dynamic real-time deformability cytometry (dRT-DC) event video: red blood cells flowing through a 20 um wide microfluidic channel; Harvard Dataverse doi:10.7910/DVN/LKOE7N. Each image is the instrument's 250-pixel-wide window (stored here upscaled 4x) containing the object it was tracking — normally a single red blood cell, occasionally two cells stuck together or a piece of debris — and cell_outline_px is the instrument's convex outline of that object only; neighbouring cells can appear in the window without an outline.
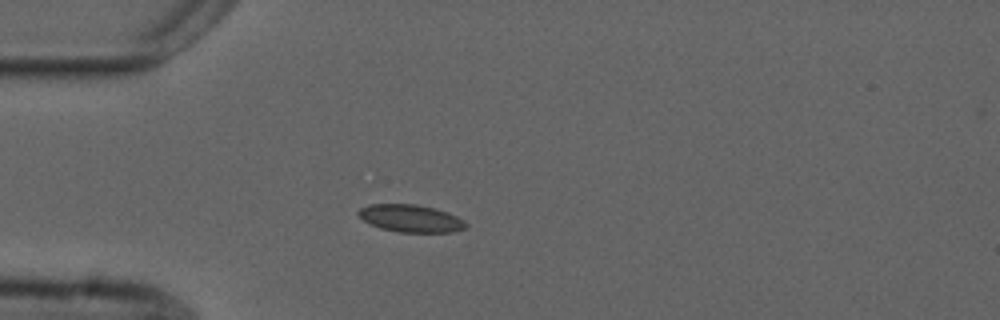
{"species": "common noctule bat (a hibernating species)", "species_latin": "Nyctalus noctula", "temperature_condition": "cold", "stored_images_in_passage": 41, "camera_frame_rate_fps": 3000, "um_per_image_px": 0.085, "animal": {"sex": "male", "forearm_length_mm": 52.5}, "frame": {"image": 1, "passage_image": 1, "time_ms": 0.0, "image_size_px": [1000, 320], "cell_outline_px": [[468, 228], [456, 232], [400, 232], [380, 228], [364, 220], [356, 212], [360, 208], [368, 204], [416, 204], [432, 208], [456, 216], [464, 220], [468, 224]], "centroid_in_image_um": [34.93, 18.57], "position_along_channel_um": 50.1, "area_um2": 17.11}}
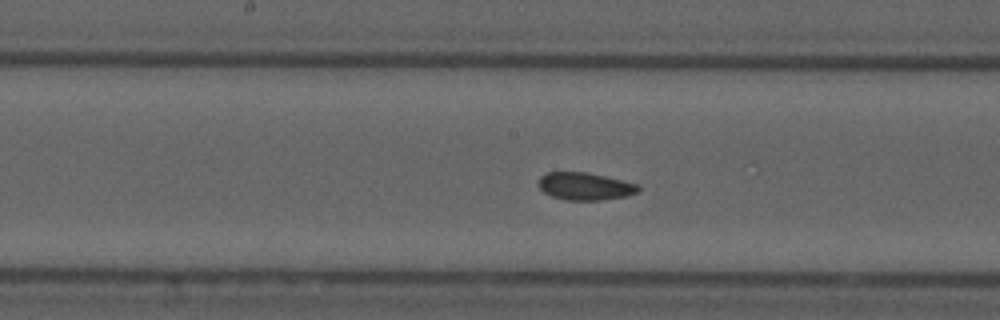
{"frame": {"image": 2, "passage_image": 14, "time_ms": 4.333, "image_size_px": [1000, 320], "cell_outline_px": [[640, 188], [636, 192], [628, 196], [600, 200], [564, 200], [552, 196], [544, 192], [540, 188], [540, 176], [548, 172], [588, 172], [640, 184]], "centroid_in_image_um": [49.76, 15.83], "position_along_channel_um": 198.4, "area_um2": 16.01}}
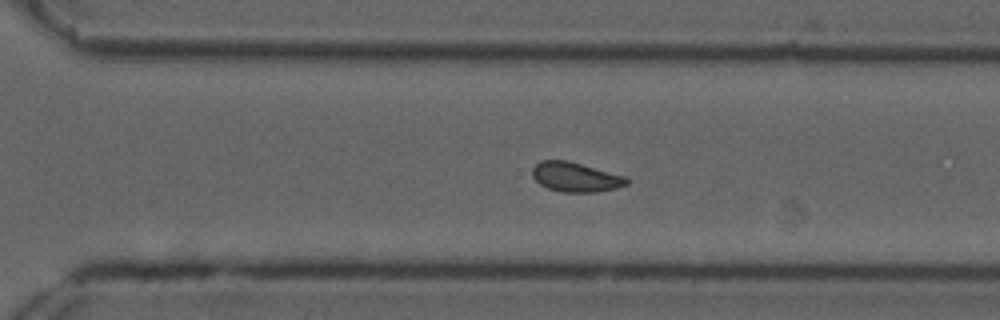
{"frame": {"image": 3, "passage_image": 24, "time_ms": 7.667, "image_size_px": [1000, 320], "cell_outline_px": [[632, 180], [628, 184], [616, 188], [596, 192], [564, 192], [548, 188], [540, 184], [532, 176], [532, 168], [540, 160], [568, 160], [628, 176]], "centroid_in_image_um": [48.98, 15.04], "position_along_channel_um": 321.6, "area_um2": 16.53}, "authors_computed_cell_mechanics": {"area_um2": 16.2996, "velocity_mm_per_s": 3.71, "shape_relaxation_time_tau1_ms": 6.078, "shape_relaxation_time_tau2_ms": 2.9127, "deformation_change_tau1": 0.0941, "deformation_change_tau2": 0.0795}}